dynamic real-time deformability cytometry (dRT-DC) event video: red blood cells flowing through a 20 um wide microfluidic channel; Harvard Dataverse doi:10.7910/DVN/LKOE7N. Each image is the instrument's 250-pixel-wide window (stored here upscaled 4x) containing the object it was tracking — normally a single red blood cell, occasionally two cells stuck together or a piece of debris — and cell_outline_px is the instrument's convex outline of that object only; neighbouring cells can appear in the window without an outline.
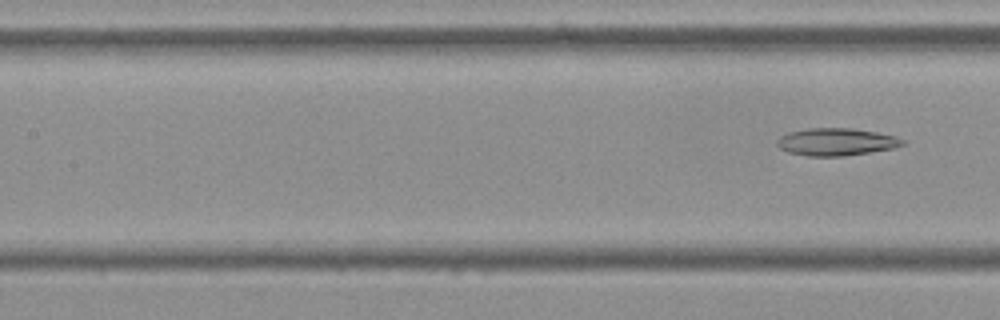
{"species": "Egyptian fruit bat (a non-hibernating species)", "species_latin": "Rousettus aegyptiacus", "temperature_condition": "cold", "stored_images_in_passage": 10, "segment_of_instrument_passage": [2, 2], "camera_frame_rate_fps": 3000, "um_per_image_px": 0.085, "frame": {"image": 1, "passage_image": 10, "time_ms": 3.0, "image_size_px": [1000, 320], "cell_outline_px": [[908, 144], [896, 148], [844, 156], [808, 156], [788, 152], [780, 148], [776, 144], [776, 140], [780, 136], [788, 132], [808, 128], [852, 128], [876, 132], [896, 136], [904, 140]], "centroid_in_image_um": [71.11, 12.06], "position_along_channel_um": 136.3, "area_um2": 20.29}}